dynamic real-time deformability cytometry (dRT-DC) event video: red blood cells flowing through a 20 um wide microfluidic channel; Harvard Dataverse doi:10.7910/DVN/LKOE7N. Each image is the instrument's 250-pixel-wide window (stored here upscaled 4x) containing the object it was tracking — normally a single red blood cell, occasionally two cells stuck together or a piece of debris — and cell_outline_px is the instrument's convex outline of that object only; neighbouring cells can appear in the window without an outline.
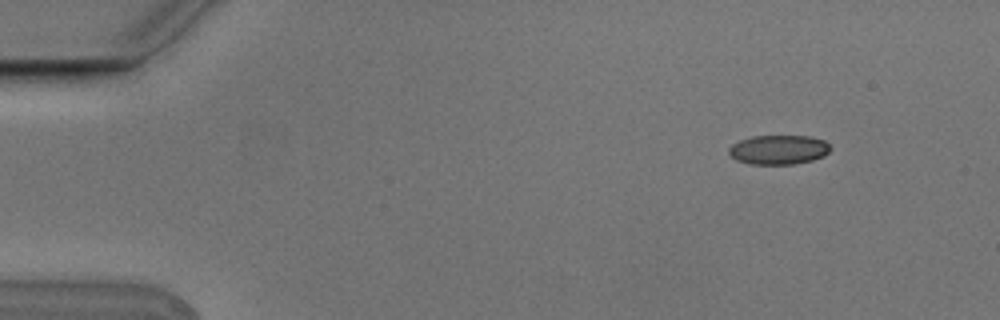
{"species": "Egyptian fruit bat (a non-hibernating species)", "species_latin": "Rousettus aegyptiacus", "temperature_condition": "cold", "stored_images_in_passage": 6, "camera_frame_rate_fps": 3000, "um_per_image_px": 0.085, "animal": {"sex": "male"}, "frame": {"image": 1, "passage_image": 2, "time_ms": 0.333, "image_size_px": [1000, 320], "cell_outline_px": [[832, 148], [824, 156], [812, 160], [792, 164], [748, 164], [736, 160], [728, 152], [728, 148], [732, 144], [740, 140], [752, 136], [812, 136], [824, 140]], "centroid_in_image_um": [66.18, 12.72], "position_along_channel_um": 18.8, "area_um2": 17.46}}